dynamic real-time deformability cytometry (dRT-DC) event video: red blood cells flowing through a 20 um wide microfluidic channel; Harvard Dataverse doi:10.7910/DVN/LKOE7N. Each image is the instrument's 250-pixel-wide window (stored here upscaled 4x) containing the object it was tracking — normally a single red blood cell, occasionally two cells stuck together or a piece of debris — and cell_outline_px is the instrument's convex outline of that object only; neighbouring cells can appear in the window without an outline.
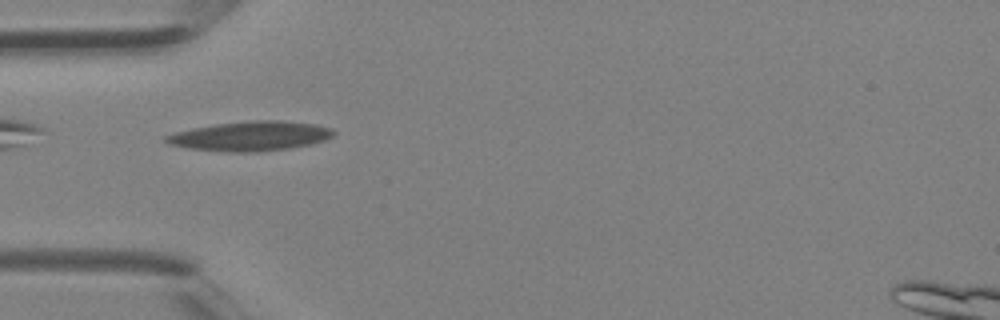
{"species": "Egyptian fruit bat (a non-hibernating species)", "species_latin": "Rousettus aegyptiacus", "temperature_condition": "room temperature", "stored_images_in_passage": 2, "camera_frame_rate_fps": 3000, "um_per_image_px": 0.085, "animal": {"sex": "female"}, "frame": {"image": 1, "passage_image": 2, "time_ms": 0.333, "image_size_px": [1000, 320], "cell_outline_px": [[336, 132], [332, 136], [324, 140], [312, 144], [288, 148], [260, 152], [228, 152], [188, 148], [168, 144], [164, 140], [164, 136], [176, 132], [192, 128], [216, 124], [252, 120], [280, 120], [316, 124], [332, 128]], "centroid_in_image_um": [21.29, 11.57], "position_along_channel_um": 63.7, "area_um2": 28.96}}